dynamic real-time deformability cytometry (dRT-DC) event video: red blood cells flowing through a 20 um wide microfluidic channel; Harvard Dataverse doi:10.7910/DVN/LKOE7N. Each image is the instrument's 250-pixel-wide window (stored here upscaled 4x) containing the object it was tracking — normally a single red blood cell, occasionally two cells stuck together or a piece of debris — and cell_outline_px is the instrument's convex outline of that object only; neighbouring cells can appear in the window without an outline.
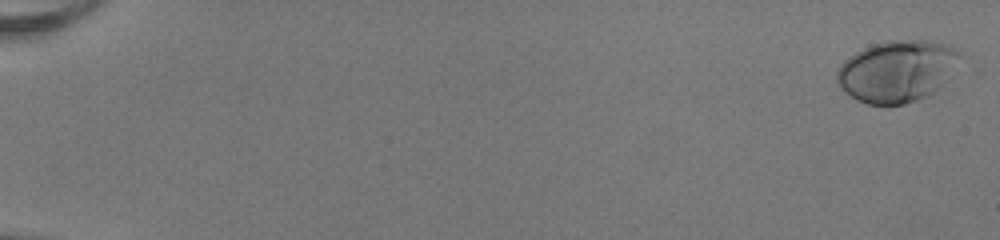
{"species": "human", "species_latin": "Homo sapiens", "temperature_condition": "room temperature", "stored_images_in_passage": 53, "camera_frame_rate_fps": 3000, "um_per_image_px": 0.085, "donor": {"sex": "female"}, "frame": {"image": 1, "passage_image": 1, "time_ms": 0.0, "image_size_px": [1000, 240], "cell_outline_px": [[968, 60], [948, 80], [928, 96], [904, 104], [868, 104], [856, 100], [844, 92], [840, 88], [836, 80], [836, 72], [840, 64], [848, 56], [872, 44], [888, 40], [932, 40], [952, 44], [964, 52], [968, 56]], "centroid_in_image_um": [76.39, 6.01], "position_along_channel_um": 8.6, "area_um2": 45.95}}
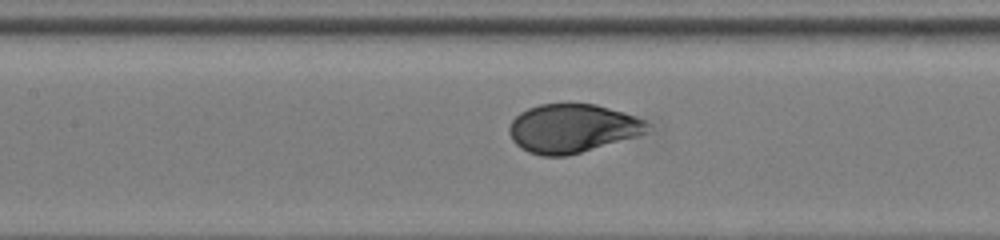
{"frame": {"image": 2, "passage_image": 27, "time_ms": 8.667, "image_size_px": [1000, 240], "cell_outline_px": [[648, 132], [636, 136], [580, 152], [564, 156], [540, 156], [528, 152], [520, 148], [512, 140], [508, 132], [508, 128], [512, 120], [520, 112], [528, 108], [540, 104], [596, 104], [624, 112], [636, 116], [644, 120], [648, 124]], "centroid_in_image_um": [48.61, 10.91], "position_along_channel_um": 158.8, "area_um2": 39.02}}
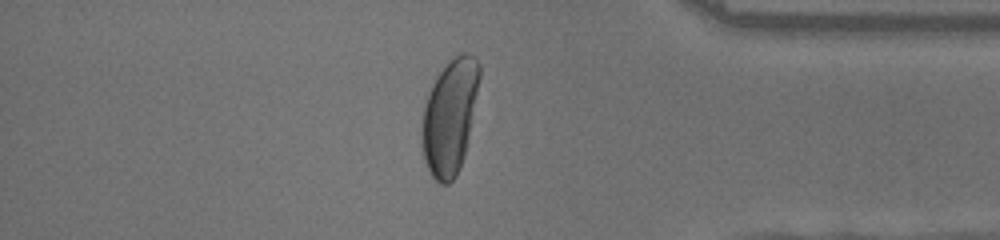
{"frame": {"image": 3, "passage_image": 46, "time_ms": 15.0, "image_size_px": [1000, 240], "cell_outline_px": [[480, 76], [464, 156], [460, 168], [456, 176], [448, 184], [440, 184], [432, 176], [424, 160], [420, 136], [420, 128], [424, 108], [432, 84], [448, 60], [460, 52], [468, 52], [480, 64]], "centroid_in_image_um": [38.21, 9.91], "position_along_channel_um": 397.0, "area_um2": 38.32}, "authors_computed_cell_mechanics": {"area_um2": 39.8242, "velocity_mm_per_s": 4.0279, "shape_relaxation_time_tau1_ms": 3.752, "shape_relaxation_time_tau2_ms": null, "deformation_change_tau1": 0.1843, "deformation_change_tau2": null}}